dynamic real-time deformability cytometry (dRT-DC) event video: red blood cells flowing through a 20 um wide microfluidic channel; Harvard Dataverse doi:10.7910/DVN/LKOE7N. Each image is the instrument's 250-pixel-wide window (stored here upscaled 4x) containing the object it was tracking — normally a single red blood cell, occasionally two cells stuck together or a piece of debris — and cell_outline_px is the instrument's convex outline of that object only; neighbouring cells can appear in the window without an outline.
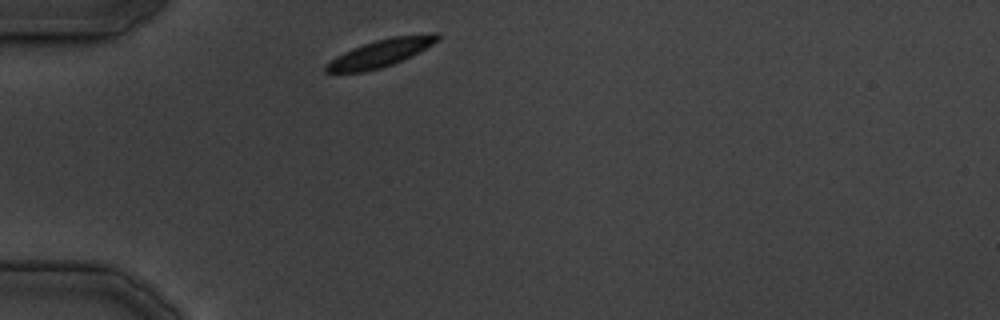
{"species": "common noctule bat (a hibernating species)", "species_latin": "Nyctalus noctula", "temperature_condition": "cold", "stored_images_in_passage": 23, "camera_frame_rate_fps": 3000, "um_per_image_px": 0.085, "animal": {"sex": "male", "body_mass_g": 19.5, "forearm_length_mm": 54.6}, "frame": {"image": 1, "passage_image": 1, "time_ms": 0.0, "image_size_px": [1000, 320], "cell_outline_px": [[440, 40], [392, 64], [380, 68], [364, 72], [324, 72], [324, 64], [336, 56], [352, 48], [376, 40], [392, 36], [432, 32], [436, 32], [440, 36]], "centroid_in_image_um": [32.32, 4.49], "position_along_channel_um": 52.7, "area_um2": 17.69}}
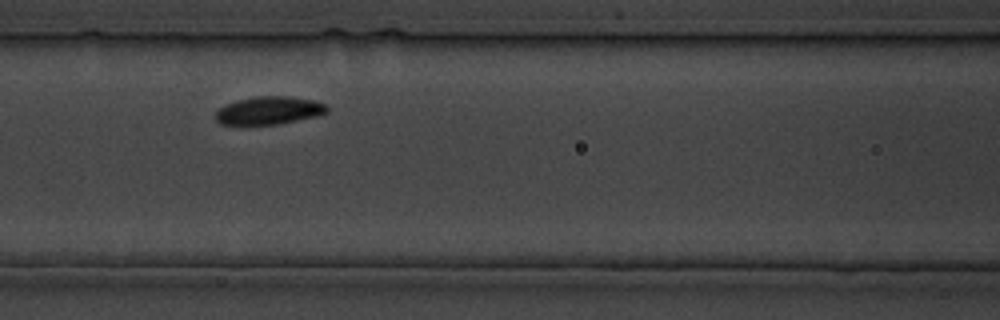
{"frame": {"image": 2, "passage_image": 7, "time_ms": 7.667, "image_size_px": [1000, 320], "cell_outline_px": [[328, 112], [320, 116], [276, 124], [220, 124], [216, 120], [216, 112], [224, 104], [236, 100], [256, 96], [284, 96], [312, 100], [328, 104]], "centroid_in_image_um": [22.89, 9.38], "position_along_channel_um": 143.7, "area_um2": 18.15}}
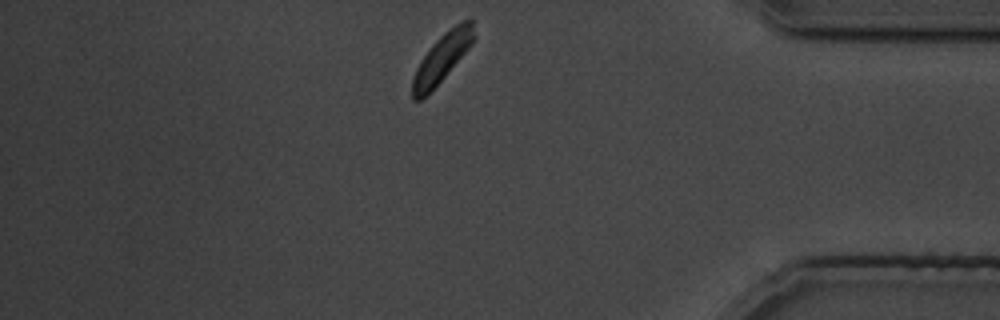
{"frame": {"image": 3, "passage_image": 23, "time_ms": 27.667, "image_size_px": [1000, 320], "cell_outline_px": [[476, 36], [472, 44], [444, 76], [420, 100], [412, 100], [412, 80], [416, 68], [420, 60], [432, 44], [444, 32], [456, 24], [464, 20], [472, 20]], "centroid_in_image_um": [37.57, 4.88], "position_along_channel_um": 397.6, "area_um2": 16.88}}